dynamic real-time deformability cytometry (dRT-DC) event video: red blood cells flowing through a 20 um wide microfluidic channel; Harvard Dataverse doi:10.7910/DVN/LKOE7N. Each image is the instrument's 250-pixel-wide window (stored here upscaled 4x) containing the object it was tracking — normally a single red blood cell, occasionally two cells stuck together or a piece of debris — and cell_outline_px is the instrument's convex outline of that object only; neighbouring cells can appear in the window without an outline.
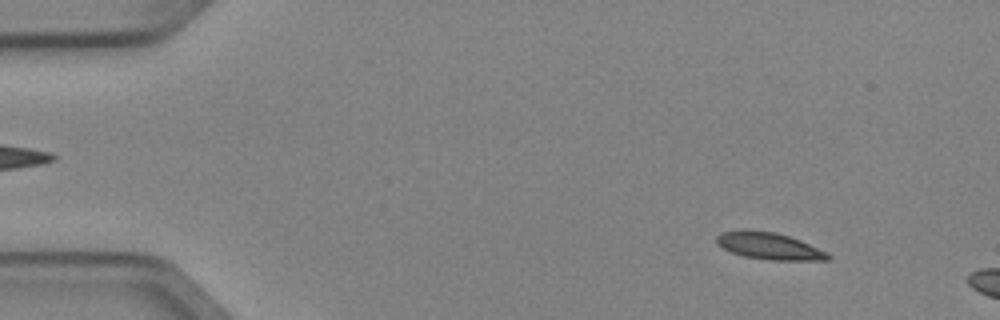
{"species": "Egyptian fruit bat (a non-hibernating species)", "species_latin": "Rousettus aegyptiacus", "temperature_condition": "cold", "stored_images_in_passage": 4, "camera_frame_rate_fps": 3000, "um_per_image_px": 0.085, "animal": {"sex": "female"}, "frame": {"image": 1, "passage_image": 2, "time_ms": 0.333, "image_size_px": [1000, 320], "cell_outline_px": [[832, 256], [828, 260], [768, 260], [744, 256], [732, 252], [716, 244], [716, 236], [720, 232], [776, 232], [800, 240], [828, 252]], "centroid_in_image_um": [65.44, 20.95], "position_along_channel_um": 19.6, "area_um2": 16.94}}